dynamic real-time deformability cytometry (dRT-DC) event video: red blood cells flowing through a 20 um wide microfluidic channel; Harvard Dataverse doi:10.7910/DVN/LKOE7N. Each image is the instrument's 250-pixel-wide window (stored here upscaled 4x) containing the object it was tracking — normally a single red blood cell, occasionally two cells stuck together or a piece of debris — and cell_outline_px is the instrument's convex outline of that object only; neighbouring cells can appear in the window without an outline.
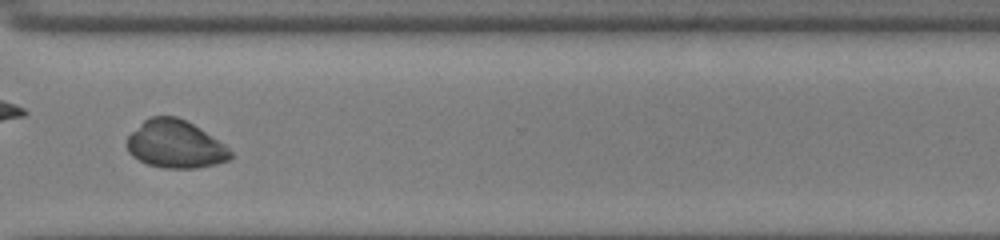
{"species": "common noctule bat (a hibernating species)", "species_latin": "Nyctalus noctula", "temperature_condition": "cold", "stored_images_in_passage": 40, "camera_frame_rate_fps": 3000, "um_per_image_px": 0.085, "animal": {"sex": "male", "body_mass_g": 13.0, "forearm_length_mm": 53.1}, "frame": {"image": 1, "passage_image": 29, "time_ms": 9.333, "image_size_px": [1000, 240], "cell_outline_px": [[232, 156], [228, 160], [216, 164], [196, 168], [164, 168], [148, 164], [132, 156], [128, 152], [124, 144], [124, 140], [148, 116], [176, 116], [200, 128], [224, 144], [232, 152]], "centroid_in_image_um": [14.86, 12.26], "position_along_channel_um": 355.7, "area_um2": 28.9}, "authors_computed_cell_mechanics": {"area_um2": 29.8537, "velocity_mm_per_s": 3.8812, "shape_relaxation_time_tau1_ms": 5.8485, "shape_relaxation_time_tau2_ms": null, "deformation_change_tau1": 0.2081, "deformation_change_tau2": null}}